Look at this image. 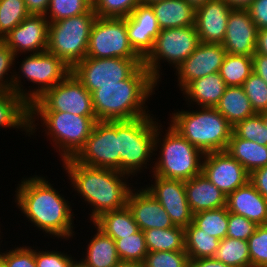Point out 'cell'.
Instances as JSON below:
<instances>
[{
	"instance_id": "7bdbcfd3",
	"label": "cell",
	"mask_w": 267,
	"mask_h": 267,
	"mask_svg": "<svg viewBox=\"0 0 267 267\" xmlns=\"http://www.w3.org/2000/svg\"><path fill=\"white\" fill-rule=\"evenodd\" d=\"M144 267H190V258L185 250L148 252Z\"/></svg>"
},
{
	"instance_id": "f6af8a7d",
	"label": "cell",
	"mask_w": 267,
	"mask_h": 267,
	"mask_svg": "<svg viewBox=\"0 0 267 267\" xmlns=\"http://www.w3.org/2000/svg\"><path fill=\"white\" fill-rule=\"evenodd\" d=\"M247 241L251 267H267V224L257 225Z\"/></svg>"
},
{
	"instance_id": "74e56055",
	"label": "cell",
	"mask_w": 267,
	"mask_h": 267,
	"mask_svg": "<svg viewBox=\"0 0 267 267\" xmlns=\"http://www.w3.org/2000/svg\"><path fill=\"white\" fill-rule=\"evenodd\" d=\"M118 256L122 261H135L143 263L149 252L145 242L144 232L137 231L135 234L115 240Z\"/></svg>"
},
{
	"instance_id": "680465c9",
	"label": "cell",
	"mask_w": 267,
	"mask_h": 267,
	"mask_svg": "<svg viewBox=\"0 0 267 267\" xmlns=\"http://www.w3.org/2000/svg\"><path fill=\"white\" fill-rule=\"evenodd\" d=\"M190 5H192L195 9L205 4L209 0H186Z\"/></svg>"
},
{
	"instance_id": "94428289",
	"label": "cell",
	"mask_w": 267,
	"mask_h": 267,
	"mask_svg": "<svg viewBox=\"0 0 267 267\" xmlns=\"http://www.w3.org/2000/svg\"><path fill=\"white\" fill-rule=\"evenodd\" d=\"M71 267H86L81 261H74Z\"/></svg>"
},
{
	"instance_id": "8d00e7d4",
	"label": "cell",
	"mask_w": 267,
	"mask_h": 267,
	"mask_svg": "<svg viewBox=\"0 0 267 267\" xmlns=\"http://www.w3.org/2000/svg\"><path fill=\"white\" fill-rule=\"evenodd\" d=\"M29 15L24 0H0V40Z\"/></svg>"
},
{
	"instance_id": "ee69618b",
	"label": "cell",
	"mask_w": 267,
	"mask_h": 267,
	"mask_svg": "<svg viewBox=\"0 0 267 267\" xmlns=\"http://www.w3.org/2000/svg\"><path fill=\"white\" fill-rule=\"evenodd\" d=\"M255 113L267 111V84L252 72L242 85Z\"/></svg>"
},
{
	"instance_id": "681fc988",
	"label": "cell",
	"mask_w": 267,
	"mask_h": 267,
	"mask_svg": "<svg viewBox=\"0 0 267 267\" xmlns=\"http://www.w3.org/2000/svg\"><path fill=\"white\" fill-rule=\"evenodd\" d=\"M246 9L258 30L267 28V0H254Z\"/></svg>"
},
{
	"instance_id": "60d3db41",
	"label": "cell",
	"mask_w": 267,
	"mask_h": 267,
	"mask_svg": "<svg viewBox=\"0 0 267 267\" xmlns=\"http://www.w3.org/2000/svg\"><path fill=\"white\" fill-rule=\"evenodd\" d=\"M15 57L16 56L14 55L13 51L8 48V46L2 40H0V92L13 91L27 101V93L20 87V76L17 77V74H15L16 77L15 75H11L10 80H3L6 78L4 75H8L7 72L11 66L14 65L13 63Z\"/></svg>"
},
{
	"instance_id": "f35d334b",
	"label": "cell",
	"mask_w": 267,
	"mask_h": 267,
	"mask_svg": "<svg viewBox=\"0 0 267 267\" xmlns=\"http://www.w3.org/2000/svg\"><path fill=\"white\" fill-rule=\"evenodd\" d=\"M92 8L93 5L88 0H50L45 17L50 23L88 13Z\"/></svg>"
},
{
	"instance_id": "836d02e7",
	"label": "cell",
	"mask_w": 267,
	"mask_h": 267,
	"mask_svg": "<svg viewBox=\"0 0 267 267\" xmlns=\"http://www.w3.org/2000/svg\"><path fill=\"white\" fill-rule=\"evenodd\" d=\"M253 72V59L246 55L226 54L219 74L227 86H242Z\"/></svg>"
},
{
	"instance_id": "5b68a950",
	"label": "cell",
	"mask_w": 267,
	"mask_h": 267,
	"mask_svg": "<svg viewBox=\"0 0 267 267\" xmlns=\"http://www.w3.org/2000/svg\"><path fill=\"white\" fill-rule=\"evenodd\" d=\"M151 117V118H150ZM152 116L118 121L120 172L134 175L147 164L159 141L158 123ZM157 124V125H156ZM134 173V174H132Z\"/></svg>"
},
{
	"instance_id": "603a6c76",
	"label": "cell",
	"mask_w": 267,
	"mask_h": 267,
	"mask_svg": "<svg viewBox=\"0 0 267 267\" xmlns=\"http://www.w3.org/2000/svg\"><path fill=\"white\" fill-rule=\"evenodd\" d=\"M228 212L242 215L256 225L267 224V200L248 181L227 195Z\"/></svg>"
},
{
	"instance_id": "1f68e13d",
	"label": "cell",
	"mask_w": 267,
	"mask_h": 267,
	"mask_svg": "<svg viewBox=\"0 0 267 267\" xmlns=\"http://www.w3.org/2000/svg\"><path fill=\"white\" fill-rule=\"evenodd\" d=\"M145 242L149 252L185 250V228H152L144 230Z\"/></svg>"
},
{
	"instance_id": "4dcf8cb0",
	"label": "cell",
	"mask_w": 267,
	"mask_h": 267,
	"mask_svg": "<svg viewBox=\"0 0 267 267\" xmlns=\"http://www.w3.org/2000/svg\"><path fill=\"white\" fill-rule=\"evenodd\" d=\"M87 247L86 257L81 261L86 267H114L120 261L115 240L98 228Z\"/></svg>"
},
{
	"instance_id": "7c38bea8",
	"label": "cell",
	"mask_w": 267,
	"mask_h": 267,
	"mask_svg": "<svg viewBox=\"0 0 267 267\" xmlns=\"http://www.w3.org/2000/svg\"><path fill=\"white\" fill-rule=\"evenodd\" d=\"M73 159L89 167L120 172L118 121H96L84 146Z\"/></svg>"
},
{
	"instance_id": "7dc6e473",
	"label": "cell",
	"mask_w": 267,
	"mask_h": 267,
	"mask_svg": "<svg viewBox=\"0 0 267 267\" xmlns=\"http://www.w3.org/2000/svg\"><path fill=\"white\" fill-rule=\"evenodd\" d=\"M0 259L6 267H37L35 250L31 247H17L9 252L1 253Z\"/></svg>"
},
{
	"instance_id": "d6a6232c",
	"label": "cell",
	"mask_w": 267,
	"mask_h": 267,
	"mask_svg": "<svg viewBox=\"0 0 267 267\" xmlns=\"http://www.w3.org/2000/svg\"><path fill=\"white\" fill-rule=\"evenodd\" d=\"M185 251L190 259L214 257L220 240L199 229L193 222L185 228Z\"/></svg>"
},
{
	"instance_id": "9c48e42d",
	"label": "cell",
	"mask_w": 267,
	"mask_h": 267,
	"mask_svg": "<svg viewBox=\"0 0 267 267\" xmlns=\"http://www.w3.org/2000/svg\"><path fill=\"white\" fill-rule=\"evenodd\" d=\"M199 44V35L194 25L160 30L152 50L143 59V65L150 72L151 77L158 82L161 59H165L177 68Z\"/></svg>"
},
{
	"instance_id": "44dd1931",
	"label": "cell",
	"mask_w": 267,
	"mask_h": 267,
	"mask_svg": "<svg viewBox=\"0 0 267 267\" xmlns=\"http://www.w3.org/2000/svg\"><path fill=\"white\" fill-rule=\"evenodd\" d=\"M231 10L224 0H209L196 8L194 26L200 42L222 44Z\"/></svg>"
},
{
	"instance_id": "ab89813d",
	"label": "cell",
	"mask_w": 267,
	"mask_h": 267,
	"mask_svg": "<svg viewBox=\"0 0 267 267\" xmlns=\"http://www.w3.org/2000/svg\"><path fill=\"white\" fill-rule=\"evenodd\" d=\"M233 133L239 138L267 145V127L258 113L236 123L233 126Z\"/></svg>"
},
{
	"instance_id": "ffe728a7",
	"label": "cell",
	"mask_w": 267,
	"mask_h": 267,
	"mask_svg": "<svg viewBox=\"0 0 267 267\" xmlns=\"http://www.w3.org/2000/svg\"><path fill=\"white\" fill-rule=\"evenodd\" d=\"M126 28L131 47L144 59L152 50L161 30L151 5L140 3L126 17Z\"/></svg>"
},
{
	"instance_id": "e575fe53",
	"label": "cell",
	"mask_w": 267,
	"mask_h": 267,
	"mask_svg": "<svg viewBox=\"0 0 267 267\" xmlns=\"http://www.w3.org/2000/svg\"><path fill=\"white\" fill-rule=\"evenodd\" d=\"M214 258L231 267H251L248 241L240 239H221Z\"/></svg>"
},
{
	"instance_id": "4fadbf2b",
	"label": "cell",
	"mask_w": 267,
	"mask_h": 267,
	"mask_svg": "<svg viewBox=\"0 0 267 267\" xmlns=\"http://www.w3.org/2000/svg\"><path fill=\"white\" fill-rule=\"evenodd\" d=\"M140 65L143 59L85 57L71 72L92 93L100 86L117 85L126 80Z\"/></svg>"
},
{
	"instance_id": "7a4b0ae2",
	"label": "cell",
	"mask_w": 267,
	"mask_h": 267,
	"mask_svg": "<svg viewBox=\"0 0 267 267\" xmlns=\"http://www.w3.org/2000/svg\"><path fill=\"white\" fill-rule=\"evenodd\" d=\"M156 86L144 65L117 85L100 86L91 93L97 121L133 120L150 115L143 105Z\"/></svg>"
},
{
	"instance_id": "484cf974",
	"label": "cell",
	"mask_w": 267,
	"mask_h": 267,
	"mask_svg": "<svg viewBox=\"0 0 267 267\" xmlns=\"http://www.w3.org/2000/svg\"><path fill=\"white\" fill-rule=\"evenodd\" d=\"M227 85L219 72L191 81L183 90L185 95L201 107H216Z\"/></svg>"
},
{
	"instance_id": "cb8c5ba5",
	"label": "cell",
	"mask_w": 267,
	"mask_h": 267,
	"mask_svg": "<svg viewBox=\"0 0 267 267\" xmlns=\"http://www.w3.org/2000/svg\"><path fill=\"white\" fill-rule=\"evenodd\" d=\"M186 198L193 214L226 206L227 195L200 173L184 181Z\"/></svg>"
},
{
	"instance_id": "e0dca14e",
	"label": "cell",
	"mask_w": 267,
	"mask_h": 267,
	"mask_svg": "<svg viewBox=\"0 0 267 267\" xmlns=\"http://www.w3.org/2000/svg\"><path fill=\"white\" fill-rule=\"evenodd\" d=\"M49 20L45 15L30 14L2 41L10 48L14 55L18 52H32V54L47 51Z\"/></svg>"
},
{
	"instance_id": "e7e4bbea",
	"label": "cell",
	"mask_w": 267,
	"mask_h": 267,
	"mask_svg": "<svg viewBox=\"0 0 267 267\" xmlns=\"http://www.w3.org/2000/svg\"><path fill=\"white\" fill-rule=\"evenodd\" d=\"M0 267H6L1 259H0Z\"/></svg>"
},
{
	"instance_id": "6da1fadb",
	"label": "cell",
	"mask_w": 267,
	"mask_h": 267,
	"mask_svg": "<svg viewBox=\"0 0 267 267\" xmlns=\"http://www.w3.org/2000/svg\"><path fill=\"white\" fill-rule=\"evenodd\" d=\"M18 188L17 205L35 226L55 237H72V209L45 177L25 179Z\"/></svg>"
},
{
	"instance_id": "4316f807",
	"label": "cell",
	"mask_w": 267,
	"mask_h": 267,
	"mask_svg": "<svg viewBox=\"0 0 267 267\" xmlns=\"http://www.w3.org/2000/svg\"><path fill=\"white\" fill-rule=\"evenodd\" d=\"M0 126L30 132V104L13 91L0 92Z\"/></svg>"
},
{
	"instance_id": "3957f363",
	"label": "cell",
	"mask_w": 267,
	"mask_h": 267,
	"mask_svg": "<svg viewBox=\"0 0 267 267\" xmlns=\"http://www.w3.org/2000/svg\"><path fill=\"white\" fill-rule=\"evenodd\" d=\"M68 176L84 200L93 206L92 222L102 213L126 206L131 187L123 180L125 173L107 168L89 167L73 158L63 160ZM123 179V180H122Z\"/></svg>"
},
{
	"instance_id": "5bb4252c",
	"label": "cell",
	"mask_w": 267,
	"mask_h": 267,
	"mask_svg": "<svg viewBox=\"0 0 267 267\" xmlns=\"http://www.w3.org/2000/svg\"><path fill=\"white\" fill-rule=\"evenodd\" d=\"M20 71L30 82L37 83L38 89L27 92V102L31 105L47 89L60 83L70 72L69 68L56 55L45 51L30 55L22 61ZM41 85V86H40ZM40 86V87H39Z\"/></svg>"
},
{
	"instance_id": "277c9868",
	"label": "cell",
	"mask_w": 267,
	"mask_h": 267,
	"mask_svg": "<svg viewBox=\"0 0 267 267\" xmlns=\"http://www.w3.org/2000/svg\"><path fill=\"white\" fill-rule=\"evenodd\" d=\"M173 114L171 126L204 154L225 151L233 132L232 125L215 107Z\"/></svg>"
},
{
	"instance_id": "6125c7cd",
	"label": "cell",
	"mask_w": 267,
	"mask_h": 267,
	"mask_svg": "<svg viewBox=\"0 0 267 267\" xmlns=\"http://www.w3.org/2000/svg\"><path fill=\"white\" fill-rule=\"evenodd\" d=\"M259 114L262 116V118L264 120V123H265V125L267 127V111L266 112L259 113Z\"/></svg>"
},
{
	"instance_id": "f546056e",
	"label": "cell",
	"mask_w": 267,
	"mask_h": 267,
	"mask_svg": "<svg viewBox=\"0 0 267 267\" xmlns=\"http://www.w3.org/2000/svg\"><path fill=\"white\" fill-rule=\"evenodd\" d=\"M93 223L105 235L114 240L135 234L139 231L133 214L127 205L118 210L102 213Z\"/></svg>"
},
{
	"instance_id": "b9f144b4",
	"label": "cell",
	"mask_w": 267,
	"mask_h": 267,
	"mask_svg": "<svg viewBox=\"0 0 267 267\" xmlns=\"http://www.w3.org/2000/svg\"><path fill=\"white\" fill-rule=\"evenodd\" d=\"M141 3V0H98L93 10L102 18H126Z\"/></svg>"
},
{
	"instance_id": "7402d4cb",
	"label": "cell",
	"mask_w": 267,
	"mask_h": 267,
	"mask_svg": "<svg viewBox=\"0 0 267 267\" xmlns=\"http://www.w3.org/2000/svg\"><path fill=\"white\" fill-rule=\"evenodd\" d=\"M140 190L135 192L131 189L126 204L132 212L139 230L144 231L152 228L165 229L174 227L175 225L171 218L158 200L146 189Z\"/></svg>"
},
{
	"instance_id": "d6986e66",
	"label": "cell",
	"mask_w": 267,
	"mask_h": 267,
	"mask_svg": "<svg viewBox=\"0 0 267 267\" xmlns=\"http://www.w3.org/2000/svg\"><path fill=\"white\" fill-rule=\"evenodd\" d=\"M257 32L246 8H232L222 45L228 54L252 57L256 51Z\"/></svg>"
},
{
	"instance_id": "db71d44e",
	"label": "cell",
	"mask_w": 267,
	"mask_h": 267,
	"mask_svg": "<svg viewBox=\"0 0 267 267\" xmlns=\"http://www.w3.org/2000/svg\"><path fill=\"white\" fill-rule=\"evenodd\" d=\"M190 267H231L223 262L215 259L214 257L210 258H199V259H190Z\"/></svg>"
},
{
	"instance_id": "2e32d148",
	"label": "cell",
	"mask_w": 267,
	"mask_h": 267,
	"mask_svg": "<svg viewBox=\"0 0 267 267\" xmlns=\"http://www.w3.org/2000/svg\"><path fill=\"white\" fill-rule=\"evenodd\" d=\"M155 184L145 188L168 213L173 224L183 228L193 222L183 180L165 179L153 174Z\"/></svg>"
},
{
	"instance_id": "c3c4849f",
	"label": "cell",
	"mask_w": 267,
	"mask_h": 267,
	"mask_svg": "<svg viewBox=\"0 0 267 267\" xmlns=\"http://www.w3.org/2000/svg\"><path fill=\"white\" fill-rule=\"evenodd\" d=\"M35 250V262L37 267H71L74 263L72 257H69L58 251H38Z\"/></svg>"
},
{
	"instance_id": "d4e9b609",
	"label": "cell",
	"mask_w": 267,
	"mask_h": 267,
	"mask_svg": "<svg viewBox=\"0 0 267 267\" xmlns=\"http://www.w3.org/2000/svg\"><path fill=\"white\" fill-rule=\"evenodd\" d=\"M151 7L161 30L195 25L196 9L186 0H163Z\"/></svg>"
},
{
	"instance_id": "be15d7a7",
	"label": "cell",
	"mask_w": 267,
	"mask_h": 267,
	"mask_svg": "<svg viewBox=\"0 0 267 267\" xmlns=\"http://www.w3.org/2000/svg\"><path fill=\"white\" fill-rule=\"evenodd\" d=\"M92 5H94L98 0H88Z\"/></svg>"
},
{
	"instance_id": "52a82bcc",
	"label": "cell",
	"mask_w": 267,
	"mask_h": 267,
	"mask_svg": "<svg viewBox=\"0 0 267 267\" xmlns=\"http://www.w3.org/2000/svg\"><path fill=\"white\" fill-rule=\"evenodd\" d=\"M162 143V148H159L161 156L152 168L154 175L187 181L202 173L200 160H203L205 154L183 138L171 125Z\"/></svg>"
},
{
	"instance_id": "bcb514c9",
	"label": "cell",
	"mask_w": 267,
	"mask_h": 267,
	"mask_svg": "<svg viewBox=\"0 0 267 267\" xmlns=\"http://www.w3.org/2000/svg\"><path fill=\"white\" fill-rule=\"evenodd\" d=\"M257 225L242 215L229 212L226 237L247 241Z\"/></svg>"
},
{
	"instance_id": "f1b7e54d",
	"label": "cell",
	"mask_w": 267,
	"mask_h": 267,
	"mask_svg": "<svg viewBox=\"0 0 267 267\" xmlns=\"http://www.w3.org/2000/svg\"><path fill=\"white\" fill-rule=\"evenodd\" d=\"M215 108L232 127L239 121L256 114L242 86H227Z\"/></svg>"
},
{
	"instance_id": "83f0119b",
	"label": "cell",
	"mask_w": 267,
	"mask_h": 267,
	"mask_svg": "<svg viewBox=\"0 0 267 267\" xmlns=\"http://www.w3.org/2000/svg\"><path fill=\"white\" fill-rule=\"evenodd\" d=\"M225 151L249 173L267 165V145L239 138L233 132Z\"/></svg>"
},
{
	"instance_id": "f5cc1de1",
	"label": "cell",
	"mask_w": 267,
	"mask_h": 267,
	"mask_svg": "<svg viewBox=\"0 0 267 267\" xmlns=\"http://www.w3.org/2000/svg\"><path fill=\"white\" fill-rule=\"evenodd\" d=\"M30 14L46 15L50 0H24Z\"/></svg>"
},
{
	"instance_id": "8992f818",
	"label": "cell",
	"mask_w": 267,
	"mask_h": 267,
	"mask_svg": "<svg viewBox=\"0 0 267 267\" xmlns=\"http://www.w3.org/2000/svg\"><path fill=\"white\" fill-rule=\"evenodd\" d=\"M96 18L92 8L88 13L50 22L47 51L72 69L87 56L90 31Z\"/></svg>"
},
{
	"instance_id": "9f6ffc18",
	"label": "cell",
	"mask_w": 267,
	"mask_h": 267,
	"mask_svg": "<svg viewBox=\"0 0 267 267\" xmlns=\"http://www.w3.org/2000/svg\"><path fill=\"white\" fill-rule=\"evenodd\" d=\"M232 8H247L254 0H224Z\"/></svg>"
},
{
	"instance_id": "ba28073f",
	"label": "cell",
	"mask_w": 267,
	"mask_h": 267,
	"mask_svg": "<svg viewBox=\"0 0 267 267\" xmlns=\"http://www.w3.org/2000/svg\"><path fill=\"white\" fill-rule=\"evenodd\" d=\"M36 114L44 121L47 135L52 136L51 139L53 138L56 148L59 147V152L61 148L62 160L73 158L79 152L97 121L96 116L73 115L68 112H30L31 134L33 129H36L33 123Z\"/></svg>"
},
{
	"instance_id": "11a10c76",
	"label": "cell",
	"mask_w": 267,
	"mask_h": 267,
	"mask_svg": "<svg viewBox=\"0 0 267 267\" xmlns=\"http://www.w3.org/2000/svg\"><path fill=\"white\" fill-rule=\"evenodd\" d=\"M255 53L267 56V28L257 32V44Z\"/></svg>"
},
{
	"instance_id": "d590c367",
	"label": "cell",
	"mask_w": 267,
	"mask_h": 267,
	"mask_svg": "<svg viewBox=\"0 0 267 267\" xmlns=\"http://www.w3.org/2000/svg\"><path fill=\"white\" fill-rule=\"evenodd\" d=\"M229 212L225 207L213 210H204L193 214V223L205 233L218 238L226 237Z\"/></svg>"
},
{
	"instance_id": "f907efd6",
	"label": "cell",
	"mask_w": 267,
	"mask_h": 267,
	"mask_svg": "<svg viewBox=\"0 0 267 267\" xmlns=\"http://www.w3.org/2000/svg\"><path fill=\"white\" fill-rule=\"evenodd\" d=\"M249 181L257 191L267 200V165L255 169L250 173Z\"/></svg>"
},
{
	"instance_id": "91938a15",
	"label": "cell",
	"mask_w": 267,
	"mask_h": 267,
	"mask_svg": "<svg viewBox=\"0 0 267 267\" xmlns=\"http://www.w3.org/2000/svg\"><path fill=\"white\" fill-rule=\"evenodd\" d=\"M161 1L163 0H141V4L152 5L154 3L161 2Z\"/></svg>"
},
{
	"instance_id": "30bf717a",
	"label": "cell",
	"mask_w": 267,
	"mask_h": 267,
	"mask_svg": "<svg viewBox=\"0 0 267 267\" xmlns=\"http://www.w3.org/2000/svg\"><path fill=\"white\" fill-rule=\"evenodd\" d=\"M30 112H68L73 115L96 116L91 93L72 72L40 95L30 105Z\"/></svg>"
},
{
	"instance_id": "816d5d0a",
	"label": "cell",
	"mask_w": 267,
	"mask_h": 267,
	"mask_svg": "<svg viewBox=\"0 0 267 267\" xmlns=\"http://www.w3.org/2000/svg\"><path fill=\"white\" fill-rule=\"evenodd\" d=\"M253 59V72L259 75L267 84V56L255 53Z\"/></svg>"
},
{
	"instance_id": "9a60e30c",
	"label": "cell",
	"mask_w": 267,
	"mask_h": 267,
	"mask_svg": "<svg viewBox=\"0 0 267 267\" xmlns=\"http://www.w3.org/2000/svg\"><path fill=\"white\" fill-rule=\"evenodd\" d=\"M202 173L226 195L245 185L250 173L226 151L206 153Z\"/></svg>"
},
{
	"instance_id": "ac0fdd59",
	"label": "cell",
	"mask_w": 267,
	"mask_h": 267,
	"mask_svg": "<svg viewBox=\"0 0 267 267\" xmlns=\"http://www.w3.org/2000/svg\"><path fill=\"white\" fill-rule=\"evenodd\" d=\"M226 54L222 44L200 42L195 51L176 68L181 91L191 81L219 72Z\"/></svg>"
},
{
	"instance_id": "6f0895ef",
	"label": "cell",
	"mask_w": 267,
	"mask_h": 267,
	"mask_svg": "<svg viewBox=\"0 0 267 267\" xmlns=\"http://www.w3.org/2000/svg\"><path fill=\"white\" fill-rule=\"evenodd\" d=\"M114 267H144L143 263L120 260Z\"/></svg>"
},
{
	"instance_id": "8fae6325",
	"label": "cell",
	"mask_w": 267,
	"mask_h": 267,
	"mask_svg": "<svg viewBox=\"0 0 267 267\" xmlns=\"http://www.w3.org/2000/svg\"><path fill=\"white\" fill-rule=\"evenodd\" d=\"M86 57L142 59L129 43L126 18L98 16L91 27Z\"/></svg>"
}]
</instances>
